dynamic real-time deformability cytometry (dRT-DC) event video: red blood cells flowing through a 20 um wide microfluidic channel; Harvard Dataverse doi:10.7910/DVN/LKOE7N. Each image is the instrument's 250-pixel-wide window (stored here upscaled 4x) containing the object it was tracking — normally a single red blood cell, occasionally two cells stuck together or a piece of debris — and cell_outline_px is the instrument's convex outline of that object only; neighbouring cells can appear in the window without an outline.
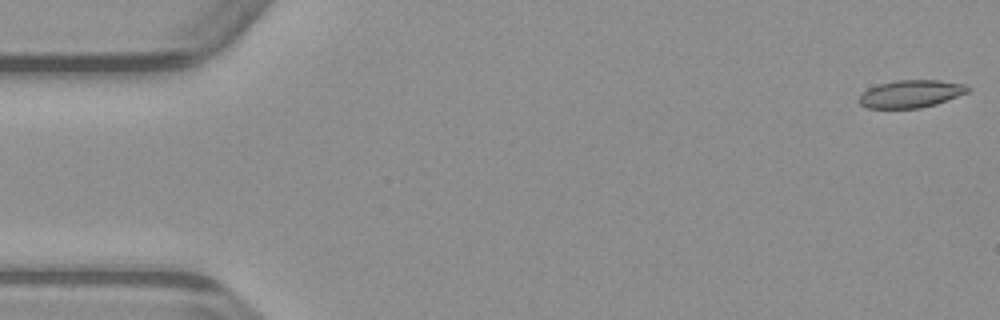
{"species": "common noctule bat (a hibernating species)", "species_latin": "Nyctalus noctula", "temperature_condition": "warm", "stored_images_in_passage": 7, "camera_frame_rate_fps": 3000, "um_per_image_px": 0.085, "animal": {"sex": "male", "body_mass_g": 23.1, "forearm_length_mm": 52.7}, "frame": {"image": 1, "passage_image": 1, "time_ms": 0.0, "image_size_px": [1000, 320], "cell_outline_px": [[972, 88], [968, 92], [936, 104], [920, 108], [868, 108], [860, 104], [856, 100], [868, 88], [880, 84], [896, 80], [940, 80], [968, 84]], "centroid_in_image_um": [77.46, 7.97], "position_along_channel_um": 7.5, "area_um2": 17.57}}